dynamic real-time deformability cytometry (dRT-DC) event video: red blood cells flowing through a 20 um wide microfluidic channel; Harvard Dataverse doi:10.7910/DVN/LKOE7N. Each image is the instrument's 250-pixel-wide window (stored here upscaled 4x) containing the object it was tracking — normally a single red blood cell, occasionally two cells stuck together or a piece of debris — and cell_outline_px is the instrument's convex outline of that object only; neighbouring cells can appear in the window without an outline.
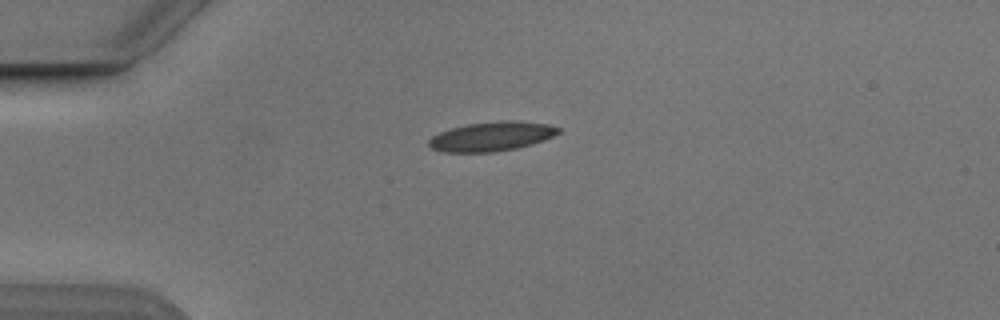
{"species": "Egyptian fruit bat (a non-hibernating species)", "species_latin": "Rousettus aegyptiacus", "temperature_condition": "cold", "stored_images_in_passage": 2, "camera_frame_rate_fps": 3000, "um_per_image_px": 0.085, "animal": {"sex": "male"}, "frame": {"image": 1, "passage_image": 1, "time_ms": 0.0, "image_size_px": [1000, 320], "cell_outline_px": [[560, 132], [544, 140], [532, 144], [516, 148], [496, 152], [440, 152], [432, 148], [428, 144], [428, 140], [432, 136], [440, 132], [452, 128], [468, 124], [500, 120], [512, 120], [548, 124], [560, 128]], "centroid_in_image_um": [41.78, 11.6], "position_along_channel_um": 43.2, "area_um2": 22.14}}